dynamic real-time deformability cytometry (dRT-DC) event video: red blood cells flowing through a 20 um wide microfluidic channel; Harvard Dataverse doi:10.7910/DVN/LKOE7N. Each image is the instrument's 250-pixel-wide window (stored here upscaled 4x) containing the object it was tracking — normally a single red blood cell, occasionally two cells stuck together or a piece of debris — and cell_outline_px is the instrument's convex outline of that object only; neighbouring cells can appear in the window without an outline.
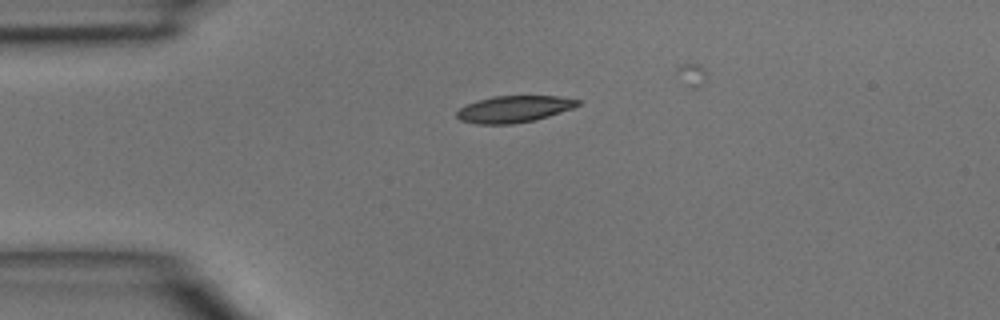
{"species": "common noctule bat (a hibernating species)", "species_latin": "Nyctalus noctula", "temperature_condition": "room temperature", "stored_images_in_passage": 10, "camera_frame_rate_fps": 3000, "um_per_image_px": 0.085, "animal": {"sex": "male", "body_mass_g": 15.6}, "frame": {"image": 1, "passage_image": 1, "time_ms": 0.0, "image_size_px": [1000, 320], "cell_outline_px": [[580, 104], [572, 108], [536, 120], [512, 124], [476, 124], [460, 120], [456, 116], [456, 112], [460, 108], [468, 104], [492, 96], [560, 96], [580, 100]], "centroid_in_image_um": [43.69, 9.27], "position_along_channel_um": 41.3, "area_um2": 18.73}}
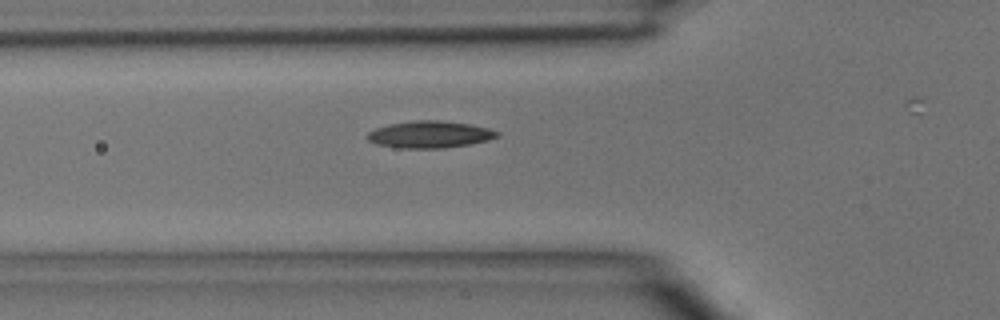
{"frame": {"image": 2, "passage_image": 6, "time_ms": 1.667, "image_size_px": [1000, 320], "cell_outline_px": [[500, 136], [488, 140], [468, 144], [440, 148], [400, 148], [376, 144], [368, 140], [364, 136], [368, 132], [376, 128], [388, 124], [416, 120], [440, 120], [468, 124], [488, 128], [500, 132]], "centroid_in_image_um": [36.5, 11.42], "position_along_channel_um": 89.3, "area_um2": 20.35}}